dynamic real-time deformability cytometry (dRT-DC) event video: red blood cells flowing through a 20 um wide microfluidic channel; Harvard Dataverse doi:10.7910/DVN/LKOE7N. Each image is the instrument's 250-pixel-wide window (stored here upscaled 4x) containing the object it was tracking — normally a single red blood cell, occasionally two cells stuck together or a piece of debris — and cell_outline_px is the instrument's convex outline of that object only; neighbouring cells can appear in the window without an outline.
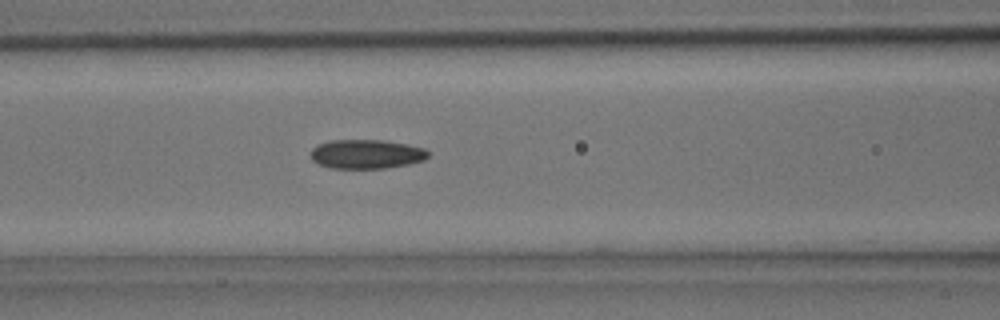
{"species": "common noctule bat (a hibernating species)", "species_latin": "Nyctalus noctula", "temperature_condition": "room temperature", "stored_images_in_passage": 28, "camera_frame_rate_fps": 3000, "um_per_image_px": 0.085, "animal": {"sex": "male", "body_mass_g": 15.6}, "frame": {"image": 1, "passage_image": 6, "time_ms": 1.667, "image_size_px": [1000, 320], "cell_outline_px": [[428, 156], [424, 160], [408, 164], [384, 168], [328, 168], [316, 164], [312, 160], [312, 148], [316, 144], [332, 140], [384, 140], [408, 144], [424, 148], [428, 152]], "centroid_in_image_um": [31.12, 13.09], "position_along_channel_um": 135.5, "area_um2": 20.06}}